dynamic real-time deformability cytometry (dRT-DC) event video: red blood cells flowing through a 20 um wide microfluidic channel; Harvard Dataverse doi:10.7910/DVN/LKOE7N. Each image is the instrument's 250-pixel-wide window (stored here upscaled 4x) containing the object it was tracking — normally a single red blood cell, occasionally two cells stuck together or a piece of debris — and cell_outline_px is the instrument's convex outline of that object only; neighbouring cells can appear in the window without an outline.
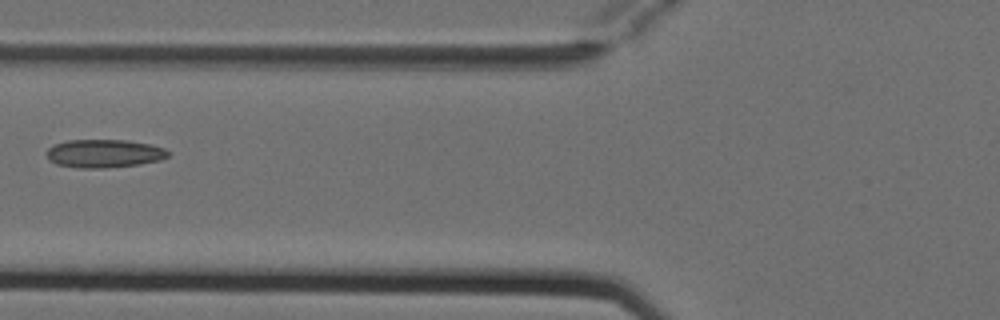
{"species": "Egyptian fruit bat (a non-hibernating species)", "species_latin": "Rousettus aegyptiacus", "temperature_condition": "cold", "stored_images_in_passage": 6, "camera_frame_rate_fps": 3000, "um_per_image_px": 0.085, "animal": {"sex": "female"}, "frame": {"image": 1, "passage_image": 6, "time_ms": 1.667, "image_size_px": [1000, 320], "cell_outline_px": [[172, 152], [168, 156], [160, 160], [140, 164], [104, 168], [76, 168], [56, 164], [48, 160], [44, 152], [52, 144], [68, 140], [128, 140], [148, 144], [164, 148]], "centroid_in_image_um": [8.8, 13.05], "position_along_channel_um": 117.0, "area_um2": 20.29}}